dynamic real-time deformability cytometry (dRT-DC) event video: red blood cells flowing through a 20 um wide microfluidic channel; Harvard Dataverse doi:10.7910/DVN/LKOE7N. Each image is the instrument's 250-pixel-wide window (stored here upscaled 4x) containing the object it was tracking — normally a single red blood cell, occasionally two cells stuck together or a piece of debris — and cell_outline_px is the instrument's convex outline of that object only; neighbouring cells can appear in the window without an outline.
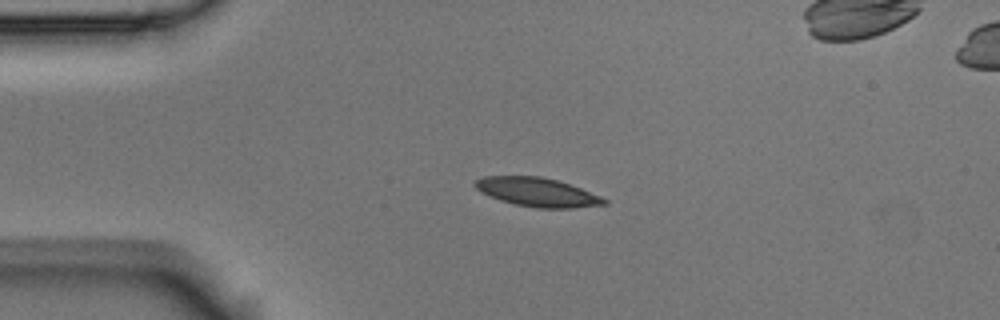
{"species": "Egyptian fruit bat (a non-hibernating species)", "species_latin": "Rousettus aegyptiacus", "temperature_condition": "room temperature", "stored_images_in_passage": 8, "camera_frame_rate_fps": 3000, "um_per_image_px": 0.085, "animal": {"sex": "male"}, "frame": {"image": 1, "passage_image": 3, "time_ms": 0.667, "image_size_px": [1000, 320], "cell_outline_px": [[608, 204], [572, 208], [536, 208], [516, 204], [500, 200], [480, 192], [476, 188], [476, 180], [484, 176], [540, 176], [556, 180], [580, 188], [600, 196], [608, 200]], "centroid_in_image_um": [45.68, 16.34], "position_along_channel_um": 39.3, "area_um2": 21.44}}
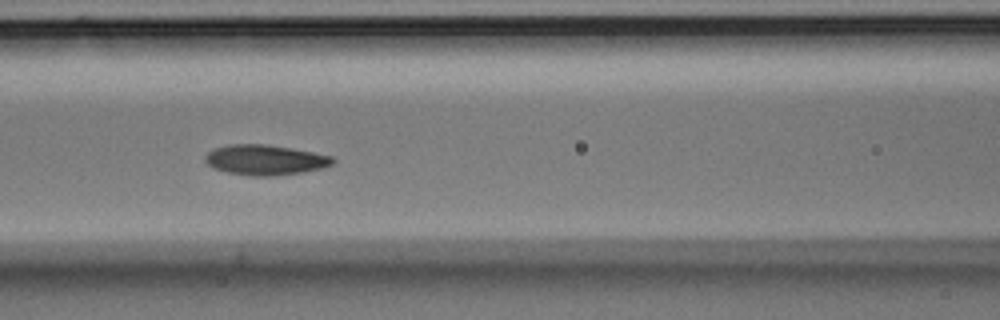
{"frame": {"image": 2, "passage_image": 6, "time_ms": 1.667, "image_size_px": [1000, 320], "cell_outline_px": [[336, 160], [332, 164], [320, 168], [304, 172], [272, 176], [252, 176], [228, 172], [212, 168], [204, 160], [204, 156], [208, 152], [216, 148], [228, 144], [268, 144], [292, 148], [332, 156]], "centroid_in_image_um": [22.52, 13.59], "position_along_channel_um": 144.1, "area_um2": 22.48}}
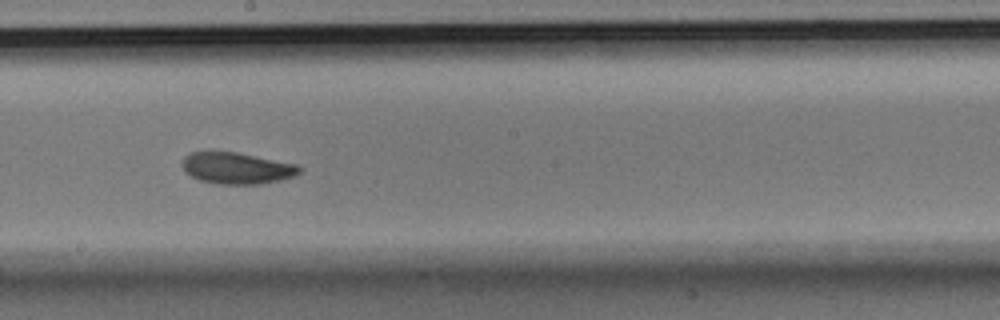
{"frame": {"image": 3, "passage_image": 8, "time_ms": 2.333, "image_size_px": [1000, 320], "cell_outline_px": [[304, 168], [296, 176], [280, 180], [260, 184], [216, 184], [200, 180], [184, 172], [184, 156], [192, 152], [236, 152], [296, 164]], "centroid_in_image_um": [20.17, 14.3], "position_along_channel_um": 228.0, "area_um2": 21.39}}